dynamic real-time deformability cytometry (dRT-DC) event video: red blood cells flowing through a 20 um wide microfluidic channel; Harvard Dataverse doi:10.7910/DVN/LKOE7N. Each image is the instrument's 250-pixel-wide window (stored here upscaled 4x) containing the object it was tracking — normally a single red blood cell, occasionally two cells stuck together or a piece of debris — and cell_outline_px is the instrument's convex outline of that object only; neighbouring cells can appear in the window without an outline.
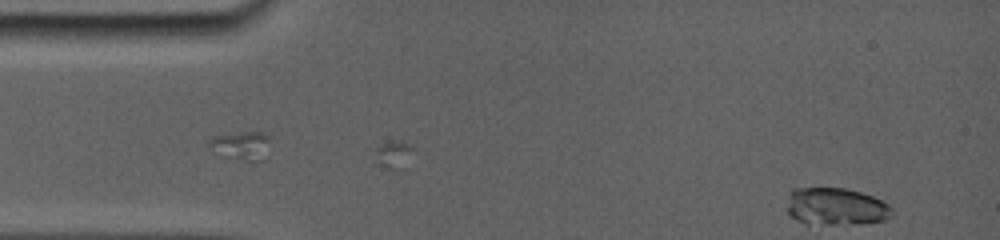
{"species": "common noctule bat (a hibernating species)", "species_latin": "Nyctalus noctula", "temperature_condition": "room temperature", "stored_images_in_passage": 5, "camera_frame_rate_fps": 5000, "um_per_image_px": 0.085, "animal": {"sex": "female", "body_mass_g": 19.0, "forearm_length_mm": 56.7}, "frame": {"image": 1, "passage_image": 5, "time_ms": 1.0, "image_size_px": [1000, 240], "cell_outline_px": [[892, 216], [884, 220], [860, 224], [808, 224], [792, 216], [788, 212], [788, 196], [796, 188], [844, 188], [860, 192], [872, 196], [888, 204], [892, 208]], "centroid_in_image_um": [71.09, 17.56], "position_along_channel_um": 13.9, "area_um2": 22.72}}